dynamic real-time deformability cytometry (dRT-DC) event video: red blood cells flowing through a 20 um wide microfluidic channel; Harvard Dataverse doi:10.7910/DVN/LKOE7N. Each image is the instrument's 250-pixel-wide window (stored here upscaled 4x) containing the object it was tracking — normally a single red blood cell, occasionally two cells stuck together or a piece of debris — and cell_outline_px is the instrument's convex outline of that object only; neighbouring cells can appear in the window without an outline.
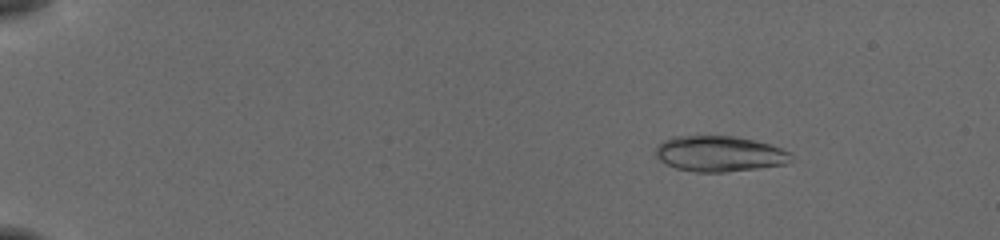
{"species": "common noctule bat (a hibernating species)", "species_latin": "Nyctalus noctula", "temperature_condition": "cold", "stored_images_in_passage": 47, "camera_frame_rate_fps": 3000, "um_per_image_px": 0.085, "animal": {"sex": "female", "body_mass_g": 19.5, "forearm_length_mm": 54.1}, "frame": {"image": 1, "passage_image": 1, "time_ms": 0.0, "image_size_px": [1000, 240], "cell_outline_px": [[792, 160], [784, 164], [756, 168], [724, 172], [696, 172], [676, 168], [660, 160], [656, 156], [656, 148], [664, 140], [672, 136], [732, 136], [756, 140], [792, 152]], "centroid_in_image_um": [61.16, 13.06], "position_along_channel_um": 23.8, "area_um2": 27.98}}
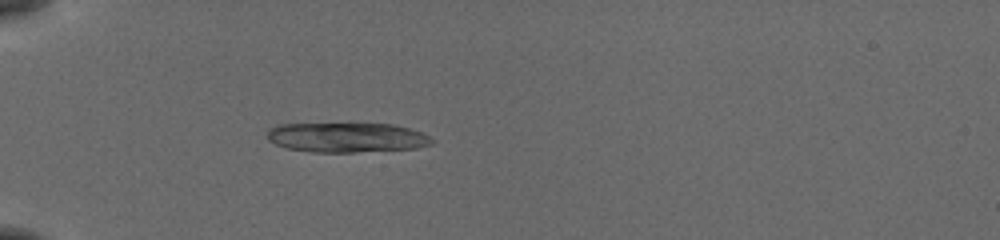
{"frame": {"image": 2, "passage_image": 11, "time_ms": 3.333, "image_size_px": [1000, 240], "cell_outline_px": [[436, 140], [432, 144], [416, 148], [352, 152], [312, 152], [284, 148], [268, 140], [268, 128], [276, 124], [392, 124], [408, 128], [420, 132]], "centroid_in_image_um": [29.44, 11.69], "position_along_channel_um": 55.6, "area_um2": 28.5}}